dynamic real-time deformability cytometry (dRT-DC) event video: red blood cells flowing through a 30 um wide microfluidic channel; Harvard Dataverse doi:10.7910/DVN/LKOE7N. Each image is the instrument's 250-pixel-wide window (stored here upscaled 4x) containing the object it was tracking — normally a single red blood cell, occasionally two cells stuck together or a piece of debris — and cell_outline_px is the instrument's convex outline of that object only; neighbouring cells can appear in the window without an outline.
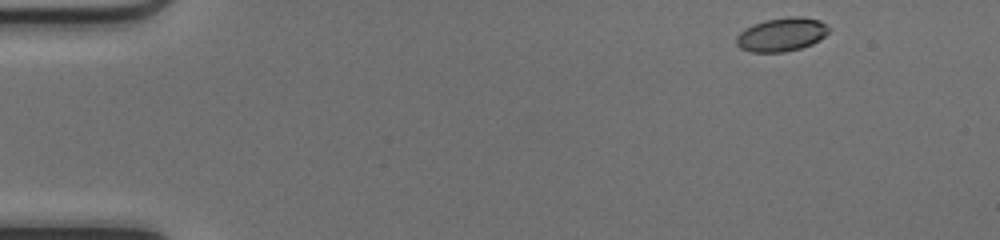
{"species": "common noctule bat (a hibernating species)", "species_latin": "Nyctalus noctula", "temperature_condition": "cold", "stored_images_in_passage": 45, "camera_frame_rate_fps": 3000, "um_per_image_px": 0.085, "animal": {"sex": "female", "body_mass_g": 17.0, "forearm_length_mm": 48.0}, "frame": {"image": 1, "passage_image": 1, "time_ms": 0.0, "image_size_px": [1000, 240], "cell_outline_px": [[832, 28], [820, 40], [812, 44], [800, 48], [784, 52], [752, 52], [740, 48], [736, 44], [736, 36], [744, 28], [752, 24], [764, 20], [788, 16], [804, 16], [820, 20]], "centroid_in_image_um": [66.45, 2.91], "position_along_channel_um": 18.6, "area_um2": 18.44}}
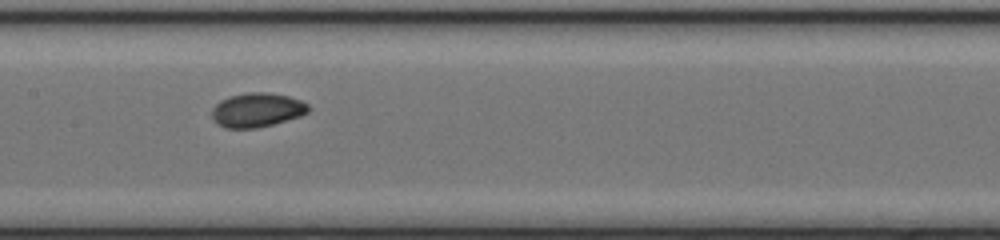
{"frame": {"image": 2, "passage_image": 21, "time_ms": 6.667, "image_size_px": [1000, 240], "cell_outline_px": [[312, 108], [308, 112], [300, 116], [272, 124], [256, 128], [224, 128], [216, 124], [212, 120], [212, 108], [220, 100], [232, 96], [248, 92], [268, 92], [288, 96], [300, 100], [308, 104]], "centroid_in_image_um": [21.83, 9.35], "position_along_channel_um": 185.6, "area_um2": 19.31}}
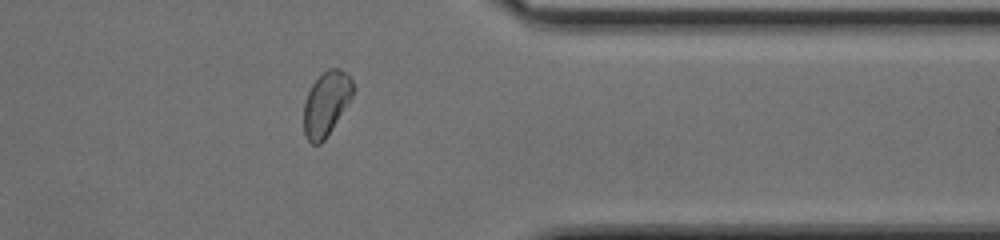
{"frame": {"image": 3, "passage_image": 36, "time_ms": 11.667, "image_size_px": [1000, 240], "cell_outline_px": [[356, 88], [348, 104], [324, 140], [320, 144], [312, 144], [304, 136], [304, 100], [312, 84], [328, 68], [340, 68], [352, 80]], "centroid_in_image_um": [27.73, 8.8], "position_along_channel_um": 383.7, "area_um2": 18.38}, "authors_computed_cell_mechanics": {"area_um2": 18.6116, "velocity_mm_per_s": 4.1663, "shape_relaxation_time_tau1_ms": 2.2008, "shape_relaxation_time_tau2_ms": 1.612, "deformation_change_tau1": 0.0901, "deformation_change_tau2": 0.0405}}